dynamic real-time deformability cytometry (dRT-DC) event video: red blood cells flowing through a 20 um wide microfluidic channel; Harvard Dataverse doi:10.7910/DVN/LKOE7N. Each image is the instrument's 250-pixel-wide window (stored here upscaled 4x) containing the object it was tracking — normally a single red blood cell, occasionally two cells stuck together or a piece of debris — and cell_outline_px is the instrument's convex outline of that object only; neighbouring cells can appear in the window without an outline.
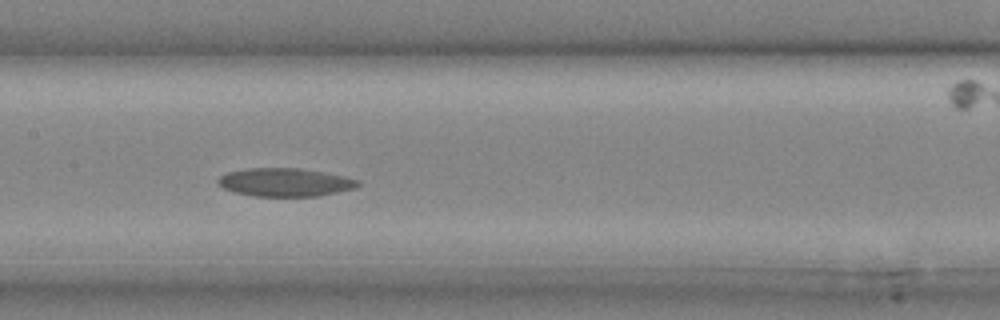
{"species": "common noctule bat (a hibernating species)", "species_latin": "Nyctalus noctula", "temperature_condition": "cold", "stored_images_in_passage": 23, "camera_frame_rate_fps": 3000, "um_per_image_px": 0.085, "animal": {"sex": "male", "body_mass_g": 20.4}, "frame": {"image": 1, "passage_image": 10, "time_ms": 3.0, "image_size_px": [1000, 320], "cell_outline_px": [[360, 184], [356, 188], [320, 196], [256, 196], [236, 192], [224, 188], [216, 180], [220, 176], [228, 172], [248, 168], [300, 168], [324, 172], [344, 176], [360, 180]], "centroid_in_image_um": [24.28, 15.49], "position_along_channel_um": 183.1, "area_um2": 23.0}}
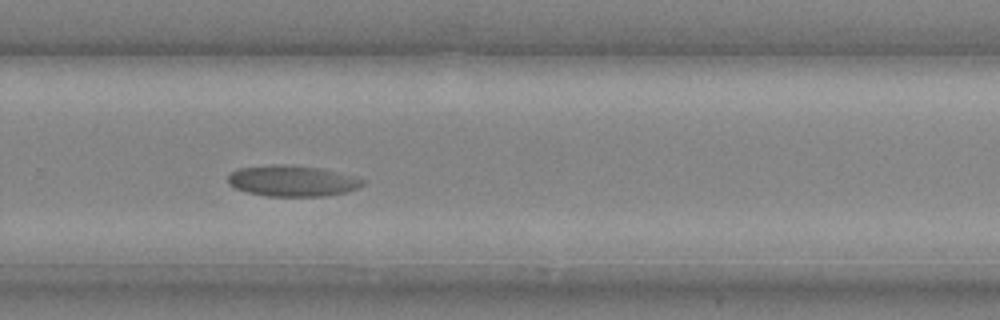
{"frame": {"image": 2, "passage_image": 15, "time_ms": 4.667, "image_size_px": [1000, 320], "cell_outline_px": [[368, 180], [364, 184], [348, 192], [324, 196], [268, 196], [248, 192], [236, 188], [228, 184], [228, 176], [232, 172], [240, 168], [272, 164], [284, 164], [320, 168]], "centroid_in_image_um": [24.86, 15.37], "position_along_channel_um": 304.9, "area_um2": 24.22}}
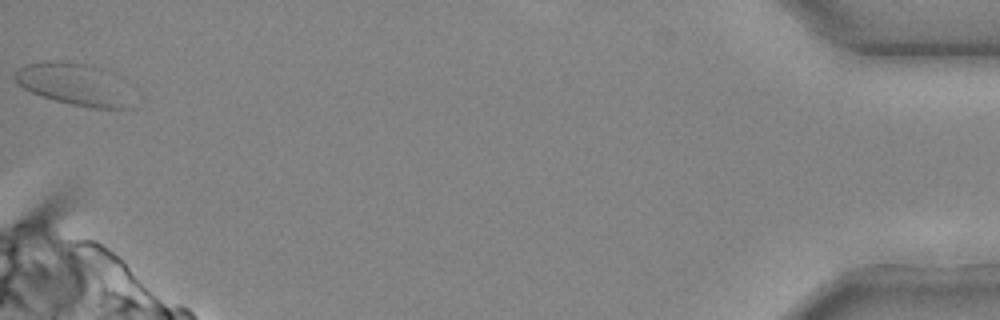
{"frame": {"image": 3, "passage_image": 23, "time_ms": 7.333, "image_size_px": [1000, 320], "cell_outline_px": [[132, 108], [92, 108], [72, 104], [40, 96], [24, 88], [12, 76], [24, 64], [44, 60], [48, 60], [84, 64], [92, 68]], "centroid_in_image_um": [5.86, 7.16], "position_along_channel_um": 429.3, "area_um2": 25.26}}